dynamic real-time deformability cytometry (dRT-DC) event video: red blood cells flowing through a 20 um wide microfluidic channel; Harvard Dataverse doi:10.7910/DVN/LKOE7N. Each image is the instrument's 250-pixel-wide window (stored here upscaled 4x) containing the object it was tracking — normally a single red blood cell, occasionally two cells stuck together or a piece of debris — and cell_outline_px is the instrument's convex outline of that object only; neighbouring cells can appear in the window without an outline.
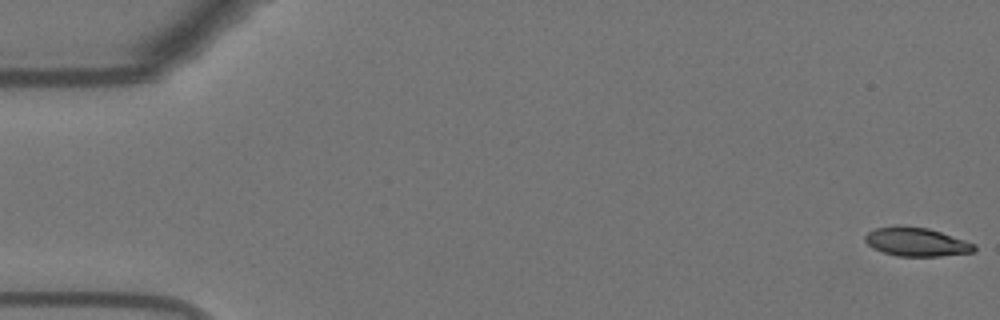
{"species": "Egyptian fruit bat (a non-hibernating species)", "species_latin": "Rousettus aegyptiacus", "temperature_condition": "warm", "stored_images_in_passage": 56, "camera_frame_rate_fps": 3000, "um_per_image_px": 0.085, "animal": {"sex": "female"}, "frame": {"image": 1, "passage_image": 1, "time_ms": 0.0, "image_size_px": [1000, 320], "cell_outline_px": [[976, 252], [940, 256], [896, 256], [872, 248], [864, 240], [864, 236], [868, 232], [876, 228], [892, 224], [900, 224], [928, 228], [976, 244]], "centroid_in_image_um": [77.87, 20.54], "position_along_channel_um": 7.1, "area_um2": 18.55}}
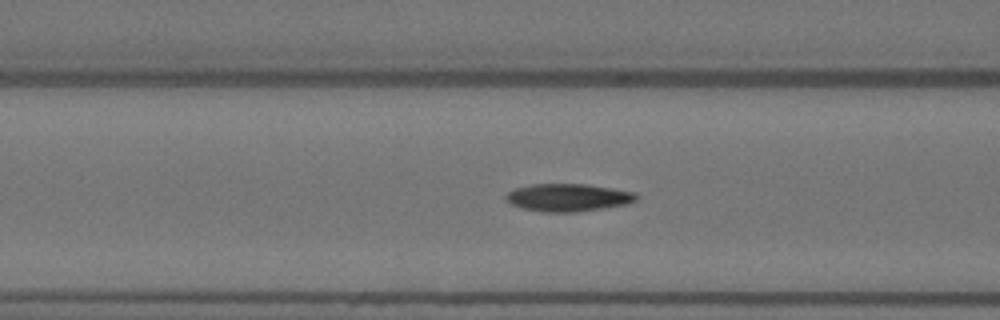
{"frame": {"image": 2, "passage_image": 22, "time_ms": 7.0, "image_size_px": [1000, 320], "cell_outline_px": [[640, 196], [636, 200], [628, 204], [604, 208], [576, 212], [544, 212], [520, 208], [512, 204], [504, 196], [508, 192], [516, 188], [532, 184], [584, 184], [612, 188], [636, 192]], "centroid_in_image_um": [48.32, 16.79], "position_along_channel_um": 118.3, "area_um2": 21.1}}
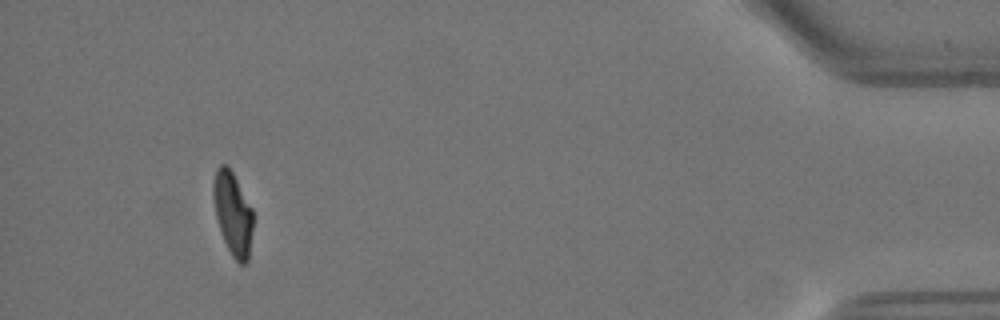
{"frame": {"image": 3, "passage_image": 52, "time_ms": 17.0, "image_size_px": [1000, 320], "cell_outline_px": [[252, 228], [248, 260], [244, 264], [240, 264], [232, 256], [220, 232], [216, 216], [212, 196], [212, 184], [216, 168], [220, 164], [228, 164], [252, 208]], "centroid_in_image_um": [19.76, 18.1], "position_along_channel_um": 415.4, "area_um2": 19.25}, "authors_computed_cell_mechanics": {"area_um2": 20.3745, "velocity_mm_per_s": 3.6611, "shape_relaxation_time_tau1_ms": null, "shape_relaxation_time_tau2_ms": 2.0196, "deformation_change_tau1": null, "deformation_change_tau2": 0.0776}}